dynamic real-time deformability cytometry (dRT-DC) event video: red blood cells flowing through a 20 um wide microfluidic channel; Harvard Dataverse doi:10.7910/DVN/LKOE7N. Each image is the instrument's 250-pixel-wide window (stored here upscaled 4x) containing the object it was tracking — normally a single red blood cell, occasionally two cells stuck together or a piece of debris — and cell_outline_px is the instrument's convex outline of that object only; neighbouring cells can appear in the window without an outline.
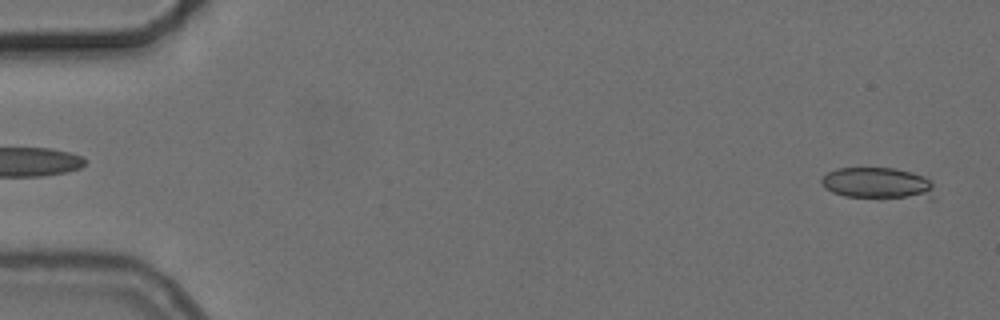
{"species": "common noctule bat (a hibernating species)", "species_latin": "Nyctalus noctula", "temperature_condition": "cold", "stored_images_in_passage": 6, "segment_of_instrument_passage": [2, 2], "camera_frame_rate_fps": 3000, "um_per_image_px": 0.085, "animal": {"sex": "female", "body_mass_g": 24.6, "forearm_length_mm": 56.2}, "frame": {"image": 1, "passage_image": 6, "time_ms": 6.0, "image_size_px": [1000, 320], "cell_outline_px": [[936, 200], [880, 200], [844, 196], [832, 192], [824, 188], [820, 180], [828, 172], [836, 168], [892, 168], [912, 172], [924, 176], [932, 184]], "centroid_in_image_um": [74.69, 15.65], "position_along_channel_um": 10.3, "area_um2": 21.96}}